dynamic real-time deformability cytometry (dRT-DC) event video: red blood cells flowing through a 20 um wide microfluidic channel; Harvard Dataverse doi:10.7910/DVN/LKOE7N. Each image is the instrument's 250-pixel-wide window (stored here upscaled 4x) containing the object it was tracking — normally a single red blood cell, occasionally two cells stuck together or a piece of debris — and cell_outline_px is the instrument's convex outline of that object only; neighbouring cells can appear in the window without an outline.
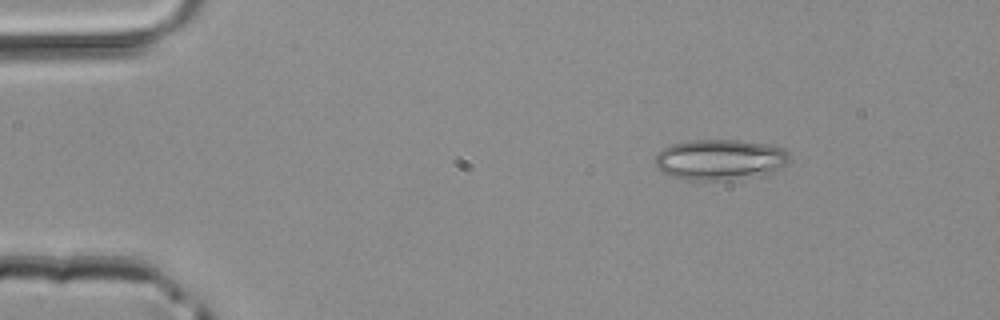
{"species": "common noctule bat (a hibernating species)", "species_latin": "Nyctalus noctula", "temperature_condition": "room temperature", "stored_images_in_passage": 3, "camera_frame_rate_fps": 3000, "um_per_image_px": 0.085, "animal": {"sex": "male", "body_mass_g": 20.4}, "frame": {"image": 1, "passage_image": 1, "time_ms": 0.0, "image_size_px": [1000, 320], "cell_outline_px": [[792, 160], [788, 164], [776, 172], [764, 176], [728, 180], [684, 180], [660, 172], [656, 168], [656, 152], [668, 144], [688, 140], [740, 140], [772, 144], [784, 148], [788, 152]], "centroid_in_image_um": [61.25, 13.57], "position_along_channel_um": 23.7, "area_um2": 33.0}}